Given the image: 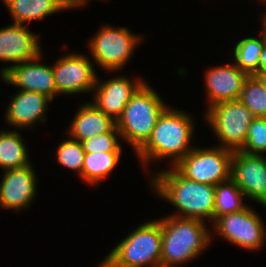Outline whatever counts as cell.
I'll list each match as a JSON object with an SVG mask.
<instances>
[{"instance_id": "obj_1", "label": "cell", "mask_w": 266, "mask_h": 267, "mask_svg": "<svg viewBox=\"0 0 266 267\" xmlns=\"http://www.w3.org/2000/svg\"><path fill=\"white\" fill-rule=\"evenodd\" d=\"M161 170L151 178L158 196L170 202L179 212L175 217L211 219L214 222L215 186L184 177L174 166Z\"/></svg>"}, {"instance_id": "obj_2", "label": "cell", "mask_w": 266, "mask_h": 267, "mask_svg": "<svg viewBox=\"0 0 266 267\" xmlns=\"http://www.w3.org/2000/svg\"><path fill=\"white\" fill-rule=\"evenodd\" d=\"M176 108L166 107L157 119L147 142L136 152L143 165L152 160L173 158L175 166L194 147L190 145L194 134L191 115ZM147 162V164H146Z\"/></svg>"}, {"instance_id": "obj_3", "label": "cell", "mask_w": 266, "mask_h": 267, "mask_svg": "<svg viewBox=\"0 0 266 267\" xmlns=\"http://www.w3.org/2000/svg\"><path fill=\"white\" fill-rule=\"evenodd\" d=\"M161 266L172 267L201 254L211 241L204 221L172 215L161 219Z\"/></svg>"}, {"instance_id": "obj_4", "label": "cell", "mask_w": 266, "mask_h": 267, "mask_svg": "<svg viewBox=\"0 0 266 267\" xmlns=\"http://www.w3.org/2000/svg\"><path fill=\"white\" fill-rule=\"evenodd\" d=\"M167 104L146 82L126 104L116 122L120 137L137 152L150 138L160 114Z\"/></svg>"}, {"instance_id": "obj_5", "label": "cell", "mask_w": 266, "mask_h": 267, "mask_svg": "<svg viewBox=\"0 0 266 267\" xmlns=\"http://www.w3.org/2000/svg\"><path fill=\"white\" fill-rule=\"evenodd\" d=\"M161 246V219L149 221L124 237L105 260L113 267H160Z\"/></svg>"}, {"instance_id": "obj_6", "label": "cell", "mask_w": 266, "mask_h": 267, "mask_svg": "<svg viewBox=\"0 0 266 267\" xmlns=\"http://www.w3.org/2000/svg\"><path fill=\"white\" fill-rule=\"evenodd\" d=\"M204 117L221 142L219 147L232 152L243 150L248 128L255 117L240 100L215 104Z\"/></svg>"}, {"instance_id": "obj_7", "label": "cell", "mask_w": 266, "mask_h": 267, "mask_svg": "<svg viewBox=\"0 0 266 267\" xmlns=\"http://www.w3.org/2000/svg\"><path fill=\"white\" fill-rule=\"evenodd\" d=\"M233 152L222 147H194L174 167L186 178L212 186L231 178Z\"/></svg>"}, {"instance_id": "obj_8", "label": "cell", "mask_w": 266, "mask_h": 267, "mask_svg": "<svg viewBox=\"0 0 266 267\" xmlns=\"http://www.w3.org/2000/svg\"><path fill=\"white\" fill-rule=\"evenodd\" d=\"M142 40L127 28L104 26L89 42L96 64L109 71H117L128 62L135 47Z\"/></svg>"}, {"instance_id": "obj_9", "label": "cell", "mask_w": 266, "mask_h": 267, "mask_svg": "<svg viewBox=\"0 0 266 267\" xmlns=\"http://www.w3.org/2000/svg\"><path fill=\"white\" fill-rule=\"evenodd\" d=\"M263 220L248 206L240 212L218 217L213 223L215 232L226 241L247 250H257L264 244L266 228Z\"/></svg>"}, {"instance_id": "obj_10", "label": "cell", "mask_w": 266, "mask_h": 267, "mask_svg": "<svg viewBox=\"0 0 266 267\" xmlns=\"http://www.w3.org/2000/svg\"><path fill=\"white\" fill-rule=\"evenodd\" d=\"M88 57L68 53L52 65L57 94H77L93 91L97 75Z\"/></svg>"}, {"instance_id": "obj_11", "label": "cell", "mask_w": 266, "mask_h": 267, "mask_svg": "<svg viewBox=\"0 0 266 267\" xmlns=\"http://www.w3.org/2000/svg\"><path fill=\"white\" fill-rule=\"evenodd\" d=\"M231 179L245 197L266 205V157L243 151L233 152Z\"/></svg>"}, {"instance_id": "obj_12", "label": "cell", "mask_w": 266, "mask_h": 267, "mask_svg": "<svg viewBox=\"0 0 266 267\" xmlns=\"http://www.w3.org/2000/svg\"><path fill=\"white\" fill-rule=\"evenodd\" d=\"M42 53L36 58L4 67L0 74L5 83L22 91H32L49 97L57 95L52 66L39 64Z\"/></svg>"}, {"instance_id": "obj_13", "label": "cell", "mask_w": 266, "mask_h": 267, "mask_svg": "<svg viewBox=\"0 0 266 267\" xmlns=\"http://www.w3.org/2000/svg\"><path fill=\"white\" fill-rule=\"evenodd\" d=\"M144 83L142 79L134 82L126 77L116 76L101 84L97 78L92 104L117 122L126 104Z\"/></svg>"}, {"instance_id": "obj_14", "label": "cell", "mask_w": 266, "mask_h": 267, "mask_svg": "<svg viewBox=\"0 0 266 267\" xmlns=\"http://www.w3.org/2000/svg\"><path fill=\"white\" fill-rule=\"evenodd\" d=\"M0 184V206L19 211L30 205L36 189V174L32 165L4 171Z\"/></svg>"}, {"instance_id": "obj_15", "label": "cell", "mask_w": 266, "mask_h": 267, "mask_svg": "<svg viewBox=\"0 0 266 267\" xmlns=\"http://www.w3.org/2000/svg\"><path fill=\"white\" fill-rule=\"evenodd\" d=\"M204 76L210 108L221 102L239 100L244 82L249 75L233 62L210 68Z\"/></svg>"}, {"instance_id": "obj_16", "label": "cell", "mask_w": 266, "mask_h": 267, "mask_svg": "<svg viewBox=\"0 0 266 267\" xmlns=\"http://www.w3.org/2000/svg\"><path fill=\"white\" fill-rule=\"evenodd\" d=\"M42 53L36 34L26 25L12 24L0 29V60L14 65L29 61Z\"/></svg>"}, {"instance_id": "obj_17", "label": "cell", "mask_w": 266, "mask_h": 267, "mask_svg": "<svg viewBox=\"0 0 266 267\" xmlns=\"http://www.w3.org/2000/svg\"><path fill=\"white\" fill-rule=\"evenodd\" d=\"M50 101L52 100L43 94L19 90L7 107L6 120L10 125L21 129L33 127L34 123L45 121Z\"/></svg>"}, {"instance_id": "obj_18", "label": "cell", "mask_w": 266, "mask_h": 267, "mask_svg": "<svg viewBox=\"0 0 266 267\" xmlns=\"http://www.w3.org/2000/svg\"><path fill=\"white\" fill-rule=\"evenodd\" d=\"M69 128V137L82 142L105 132H119L116 122L92 103H86L77 110Z\"/></svg>"}, {"instance_id": "obj_19", "label": "cell", "mask_w": 266, "mask_h": 267, "mask_svg": "<svg viewBox=\"0 0 266 267\" xmlns=\"http://www.w3.org/2000/svg\"><path fill=\"white\" fill-rule=\"evenodd\" d=\"M14 24H29L56 12L74 8L67 0H3Z\"/></svg>"}, {"instance_id": "obj_20", "label": "cell", "mask_w": 266, "mask_h": 267, "mask_svg": "<svg viewBox=\"0 0 266 267\" xmlns=\"http://www.w3.org/2000/svg\"><path fill=\"white\" fill-rule=\"evenodd\" d=\"M30 164L20 133L16 130L0 132V167L6 171L23 168Z\"/></svg>"}, {"instance_id": "obj_21", "label": "cell", "mask_w": 266, "mask_h": 267, "mask_svg": "<svg viewBox=\"0 0 266 267\" xmlns=\"http://www.w3.org/2000/svg\"><path fill=\"white\" fill-rule=\"evenodd\" d=\"M121 155V152L86 153L81 179L89 184L102 182L115 169Z\"/></svg>"}, {"instance_id": "obj_22", "label": "cell", "mask_w": 266, "mask_h": 267, "mask_svg": "<svg viewBox=\"0 0 266 267\" xmlns=\"http://www.w3.org/2000/svg\"><path fill=\"white\" fill-rule=\"evenodd\" d=\"M261 37H246L240 40L234 48V64L249 76L256 75L259 71L260 55L266 38L261 32Z\"/></svg>"}, {"instance_id": "obj_23", "label": "cell", "mask_w": 266, "mask_h": 267, "mask_svg": "<svg viewBox=\"0 0 266 267\" xmlns=\"http://www.w3.org/2000/svg\"><path fill=\"white\" fill-rule=\"evenodd\" d=\"M244 194L230 178L215 186L214 221L223 215L240 212L248 205L243 203Z\"/></svg>"}, {"instance_id": "obj_24", "label": "cell", "mask_w": 266, "mask_h": 267, "mask_svg": "<svg viewBox=\"0 0 266 267\" xmlns=\"http://www.w3.org/2000/svg\"><path fill=\"white\" fill-rule=\"evenodd\" d=\"M239 100L254 117H266V90L258 77L248 76L244 82Z\"/></svg>"}, {"instance_id": "obj_25", "label": "cell", "mask_w": 266, "mask_h": 267, "mask_svg": "<svg viewBox=\"0 0 266 267\" xmlns=\"http://www.w3.org/2000/svg\"><path fill=\"white\" fill-rule=\"evenodd\" d=\"M85 154L82 142L72 138L59 144L56 152L58 163L71 170H76L80 177Z\"/></svg>"}, {"instance_id": "obj_26", "label": "cell", "mask_w": 266, "mask_h": 267, "mask_svg": "<svg viewBox=\"0 0 266 267\" xmlns=\"http://www.w3.org/2000/svg\"><path fill=\"white\" fill-rule=\"evenodd\" d=\"M242 151L256 155H262V153L266 152V117H255L252 120Z\"/></svg>"}, {"instance_id": "obj_27", "label": "cell", "mask_w": 266, "mask_h": 267, "mask_svg": "<svg viewBox=\"0 0 266 267\" xmlns=\"http://www.w3.org/2000/svg\"><path fill=\"white\" fill-rule=\"evenodd\" d=\"M119 132H105L82 141L85 153L122 152Z\"/></svg>"}, {"instance_id": "obj_28", "label": "cell", "mask_w": 266, "mask_h": 267, "mask_svg": "<svg viewBox=\"0 0 266 267\" xmlns=\"http://www.w3.org/2000/svg\"><path fill=\"white\" fill-rule=\"evenodd\" d=\"M256 75H266V43L264 44L260 55L259 71Z\"/></svg>"}, {"instance_id": "obj_29", "label": "cell", "mask_w": 266, "mask_h": 267, "mask_svg": "<svg viewBox=\"0 0 266 267\" xmlns=\"http://www.w3.org/2000/svg\"><path fill=\"white\" fill-rule=\"evenodd\" d=\"M74 8L83 6L88 0H67Z\"/></svg>"}, {"instance_id": "obj_30", "label": "cell", "mask_w": 266, "mask_h": 267, "mask_svg": "<svg viewBox=\"0 0 266 267\" xmlns=\"http://www.w3.org/2000/svg\"><path fill=\"white\" fill-rule=\"evenodd\" d=\"M255 76L261 80V82L264 85L265 90H266V75H255Z\"/></svg>"}, {"instance_id": "obj_31", "label": "cell", "mask_w": 266, "mask_h": 267, "mask_svg": "<svg viewBox=\"0 0 266 267\" xmlns=\"http://www.w3.org/2000/svg\"><path fill=\"white\" fill-rule=\"evenodd\" d=\"M264 18L262 19V24L264 25L263 26V29H262V33L264 34L265 38H266V15L263 16Z\"/></svg>"}, {"instance_id": "obj_32", "label": "cell", "mask_w": 266, "mask_h": 267, "mask_svg": "<svg viewBox=\"0 0 266 267\" xmlns=\"http://www.w3.org/2000/svg\"><path fill=\"white\" fill-rule=\"evenodd\" d=\"M99 267H113L109 262H107L105 259L100 263Z\"/></svg>"}]
</instances>
